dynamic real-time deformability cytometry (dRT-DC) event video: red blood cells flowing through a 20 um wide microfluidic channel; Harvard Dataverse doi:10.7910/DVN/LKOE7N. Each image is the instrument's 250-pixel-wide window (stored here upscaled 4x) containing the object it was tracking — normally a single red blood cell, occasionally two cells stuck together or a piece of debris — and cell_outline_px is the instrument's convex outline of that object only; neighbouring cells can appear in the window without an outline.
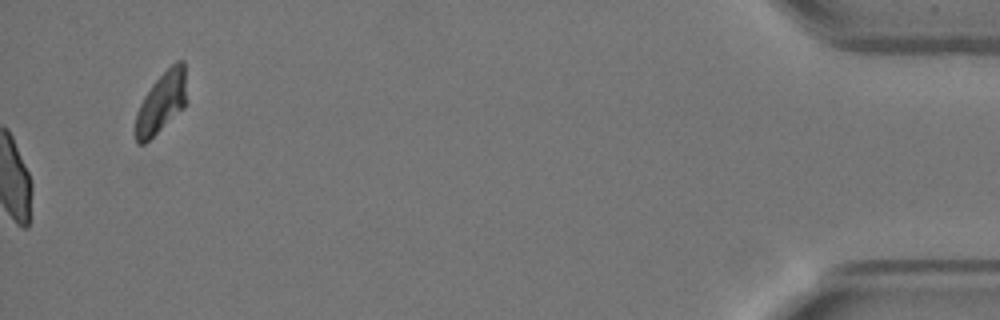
{"species": "Egyptian fruit bat (a non-hibernating species)", "species_latin": "Rousettus aegyptiacus", "temperature_condition": "warm", "stored_images_in_passage": 53, "camera_frame_rate_fps": 3000, "um_per_image_px": 0.085, "animal": {"sex": "female"}, "frame": {"image": 1, "passage_image": 53, "time_ms": 17.333, "image_size_px": [1000, 320], "cell_outline_px": [[184, 108], [144, 144], [136, 144], [136, 112], [144, 96], [152, 84], [176, 60], [184, 60]], "centroid_in_image_um": [13.68, 8.73], "position_along_channel_um": 421.5, "area_um2": 17.57}, "authors_computed_cell_mechanics": {"area_um2": 20.808, "velocity_mm_per_s": 3.9486, "shape_relaxation_time_tau1_ms": 6.704, "shape_relaxation_time_tau2_ms": null, "deformation_change_tau1": 0.1938, "deformation_change_tau2": null}}